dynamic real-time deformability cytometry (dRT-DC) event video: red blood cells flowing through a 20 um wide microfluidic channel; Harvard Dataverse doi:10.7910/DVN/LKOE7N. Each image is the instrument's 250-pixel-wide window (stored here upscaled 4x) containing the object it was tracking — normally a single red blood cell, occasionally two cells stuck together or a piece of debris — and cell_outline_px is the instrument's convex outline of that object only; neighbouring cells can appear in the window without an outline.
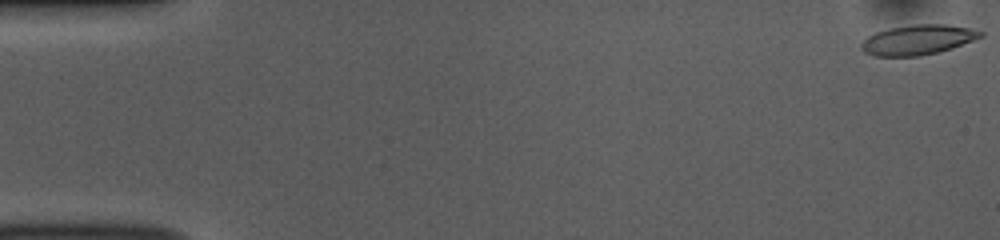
{"species": "common noctule bat (a hibernating species)", "species_latin": "Nyctalus noctula", "temperature_condition": "room temperature", "stored_images_in_passage": 52, "camera_frame_rate_fps": 3000, "um_per_image_px": 0.085, "animal": {"sex": "female", "body_mass_g": 10.0, "forearm_length_mm": 53.1}, "frame": {"image": 1, "passage_image": 1, "time_ms": 0.0, "image_size_px": [1000, 240], "cell_outline_px": [[984, 36], [952, 48], [940, 52], [920, 56], [872, 56], [864, 52], [860, 48], [860, 44], [868, 36], [876, 32], [892, 28], [912, 24], [948, 24], [968, 28], [984, 32]], "centroid_in_image_um": [78.01, 3.39], "position_along_channel_um": 7.0, "area_um2": 20.87}}
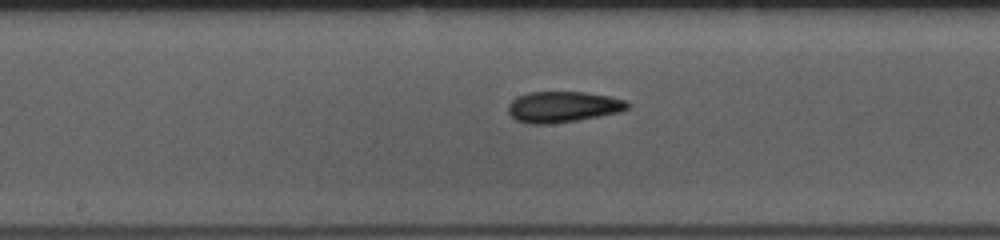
{"frame": {"image": 2, "passage_image": 27, "time_ms": 8.667, "image_size_px": [1000, 240], "cell_outline_px": [[628, 108], [620, 112], [576, 120], [552, 124], [528, 124], [516, 120], [508, 112], [508, 104], [516, 96], [528, 92], [584, 92], [608, 96], [628, 100]], "centroid_in_image_um": [47.82, 9.08], "position_along_channel_um": 200.4, "area_um2": 21.56}}
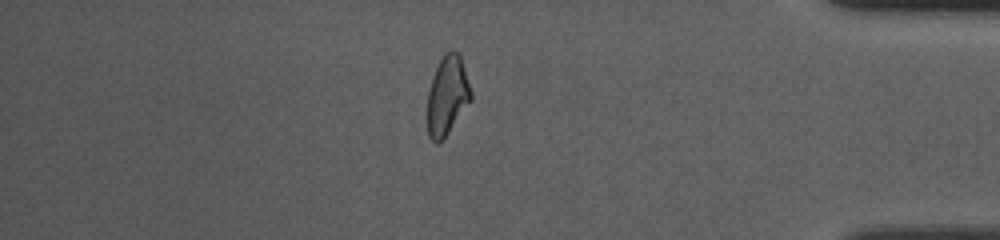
{"frame": {"image": 3, "passage_image": 45, "time_ms": 14.667, "image_size_px": [1000, 240], "cell_outline_px": [[472, 100], [448, 132], [436, 144], [428, 136], [428, 92], [436, 68], [444, 52], [456, 52], [460, 56], [472, 92]], "centroid_in_image_um": [38.03, 8.13], "position_along_channel_um": 397.2, "area_um2": 19.59}, "authors_computed_cell_mechanics": {"area_um2": 20.8369, "velocity_mm_per_s": 3.8284, "shape_relaxation_time_tau1_ms": 8.9709, "shape_relaxation_time_tau2_ms": 2.8304, "deformation_change_tau1": 0.2294, "deformation_change_tau2": 0.1136}}